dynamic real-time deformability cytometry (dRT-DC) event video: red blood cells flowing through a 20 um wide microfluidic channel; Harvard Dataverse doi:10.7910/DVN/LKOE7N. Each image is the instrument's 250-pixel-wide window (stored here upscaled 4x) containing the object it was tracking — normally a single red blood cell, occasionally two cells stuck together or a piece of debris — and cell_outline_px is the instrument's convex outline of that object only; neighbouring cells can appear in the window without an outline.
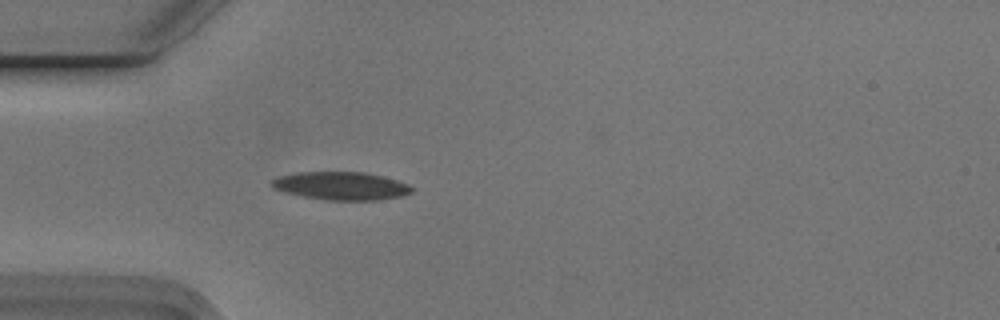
{"species": "Egyptian fruit bat (a non-hibernating species)", "species_latin": "Rousettus aegyptiacus", "temperature_condition": "cold", "stored_images_in_passage": 1, "camera_frame_rate_fps": 3000, "um_per_image_px": 0.085, "animal": {"sex": "male"}, "frame": {"image": 1, "passage_image": 1, "time_ms": 0.0, "image_size_px": [1000, 320], "cell_outline_px": [[412, 192], [404, 196], [376, 200], [328, 200], [304, 196], [284, 192], [272, 188], [268, 184], [276, 176], [296, 172], [364, 172], [396, 180], [408, 184], [412, 188]], "centroid_in_image_um": [28.94, 15.79], "position_along_channel_um": 56.1, "area_um2": 22.95}}